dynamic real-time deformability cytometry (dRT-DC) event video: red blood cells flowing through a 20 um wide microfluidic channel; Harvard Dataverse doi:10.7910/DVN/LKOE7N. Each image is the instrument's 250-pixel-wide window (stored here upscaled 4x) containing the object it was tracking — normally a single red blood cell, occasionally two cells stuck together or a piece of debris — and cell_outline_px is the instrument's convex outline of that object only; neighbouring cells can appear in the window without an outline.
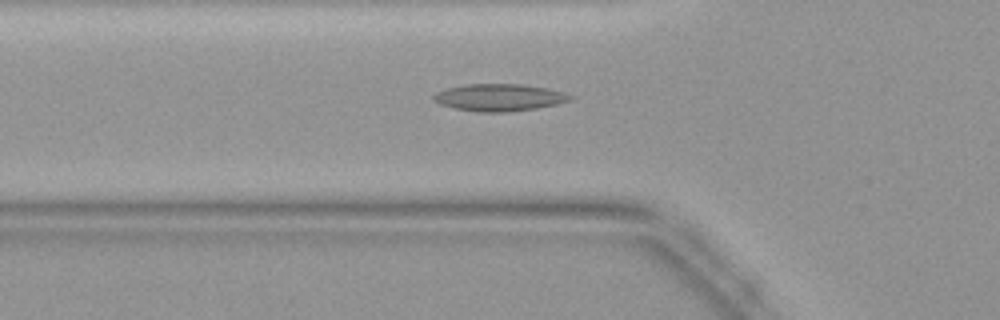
{"species": "common noctule bat (a hibernating species)", "species_latin": "Nyctalus noctula", "temperature_condition": "warm", "stored_images_in_passage": 44, "camera_frame_rate_fps": 3000, "um_per_image_px": 0.085, "animal": {"sex": "female", "body_mass_g": 19.9}, "frame": {"image": 1, "passage_image": 15, "time_ms": 4.667, "image_size_px": [1000, 320], "cell_outline_px": [[572, 100], [556, 104], [536, 108], [508, 112], [480, 112], [456, 108], [440, 104], [432, 100], [432, 96], [436, 92], [448, 88], [464, 84], [524, 84], [548, 88], [564, 92], [572, 96]], "centroid_in_image_um": [42.44, 8.28], "position_along_channel_um": 83.4, "area_um2": 21.62}}
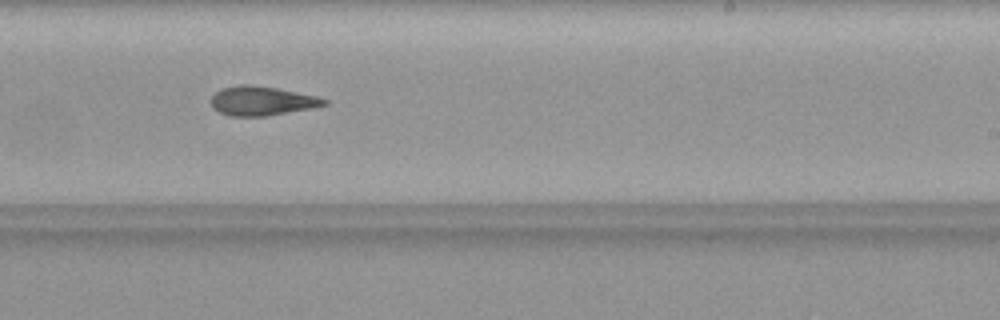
{"frame": {"image": 2, "passage_image": 27, "time_ms": 8.667, "image_size_px": [1000, 320], "cell_outline_px": [[328, 104], [312, 108], [264, 116], [228, 116], [212, 108], [208, 100], [220, 88], [240, 84], [252, 84], [276, 88], [316, 96], [328, 100]], "centroid_in_image_um": [22.19, 8.57], "position_along_channel_um": 266.8, "area_um2": 19.36}}
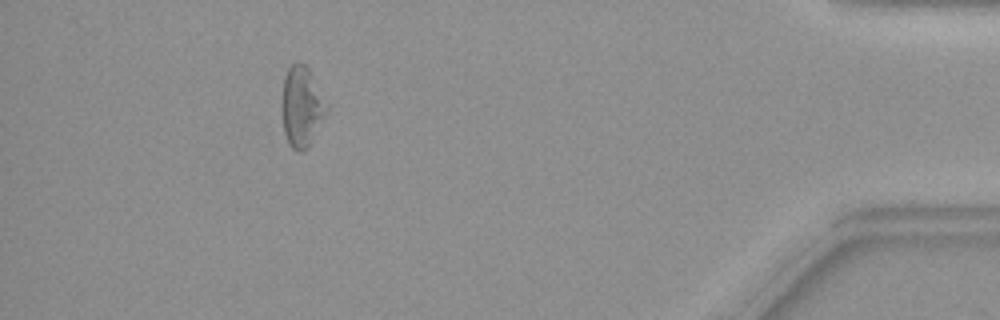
{"frame": {"image": 3, "passage_image": 40, "time_ms": 13.0, "image_size_px": [1000, 320], "cell_outline_px": [[328, 112], [308, 148], [300, 152], [292, 148], [288, 144], [284, 132], [280, 112], [280, 100], [284, 76], [288, 68], [296, 60], [304, 64], [308, 68], [328, 104]], "centroid_in_image_um": [25.62, 9.07], "position_along_channel_um": 409.6, "area_um2": 21.62}}